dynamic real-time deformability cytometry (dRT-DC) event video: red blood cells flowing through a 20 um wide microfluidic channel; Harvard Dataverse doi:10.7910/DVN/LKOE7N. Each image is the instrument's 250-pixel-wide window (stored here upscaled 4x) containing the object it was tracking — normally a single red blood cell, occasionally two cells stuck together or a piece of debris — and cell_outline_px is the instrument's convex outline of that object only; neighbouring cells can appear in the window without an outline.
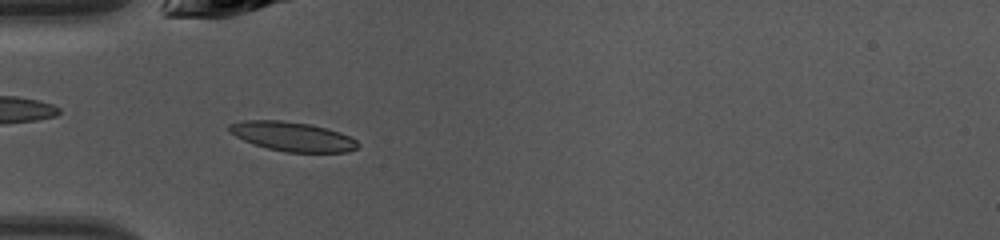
{"species": "common noctule bat (a hibernating species)", "species_latin": "Nyctalus noctula", "temperature_condition": "warm", "stored_images_in_passage": 35, "camera_frame_rate_fps": 3000, "um_per_image_px": 0.085, "animal": {"sex": "female", "body_mass_g": 10.0, "forearm_length_mm": 53.1}, "frame": {"image": 1, "passage_image": 3, "time_ms": 0.667, "image_size_px": [1000, 240], "cell_outline_px": [[360, 144], [356, 148], [348, 152], [284, 152], [252, 144], [228, 132], [228, 124], [244, 120], [280, 120], [312, 124], [328, 128], [340, 132], [356, 140]], "centroid_in_image_um": [24.84, 11.6], "position_along_channel_um": 60.2, "area_um2": 22.14}}
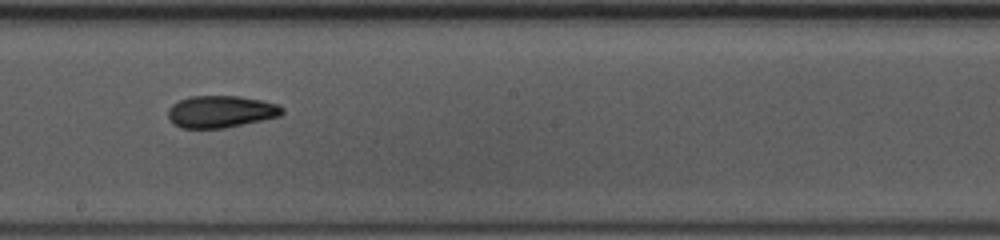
{"frame": {"image": 2, "passage_image": 15, "time_ms": 4.667, "image_size_px": [1000, 240], "cell_outline_px": [[284, 112], [280, 116], [224, 128], [180, 128], [172, 124], [168, 120], [168, 108], [172, 104], [188, 96], [240, 96], [260, 100], [276, 104], [284, 108]], "centroid_in_image_um": [18.72, 9.49], "position_along_channel_um": 229.5, "area_um2": 21.39}}
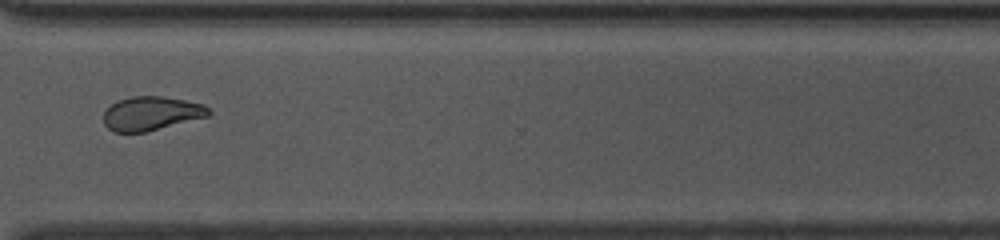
{"frame": {"image": 3, "passage_image": 24, "time_ms": 7.667, "image_size_px": [1000, 240], "cell_outline_px": [[212, 112], [208, 116], [144, 132], [116, 132], [108, 128], [104, 124], [104, 112], [116, 100], [132, 96], [164, 96], [204, 104]], "centroid_in_image_um": [12.85, 9.63], "position_along_channel_um": 357.7, "area_um2": 20.63}, "authors_computed_cell_mechanics": {"area_um2": 21.386, "velocity_mm_per_s": 4.2871, "shape_relaxation_time_tau1_ms": 9.1309, "shape_relaxation_time_tau2_ms": 2.7728, "deformation_change_tau1": 0.206, "deformation_change_tau2": 0.0927}}